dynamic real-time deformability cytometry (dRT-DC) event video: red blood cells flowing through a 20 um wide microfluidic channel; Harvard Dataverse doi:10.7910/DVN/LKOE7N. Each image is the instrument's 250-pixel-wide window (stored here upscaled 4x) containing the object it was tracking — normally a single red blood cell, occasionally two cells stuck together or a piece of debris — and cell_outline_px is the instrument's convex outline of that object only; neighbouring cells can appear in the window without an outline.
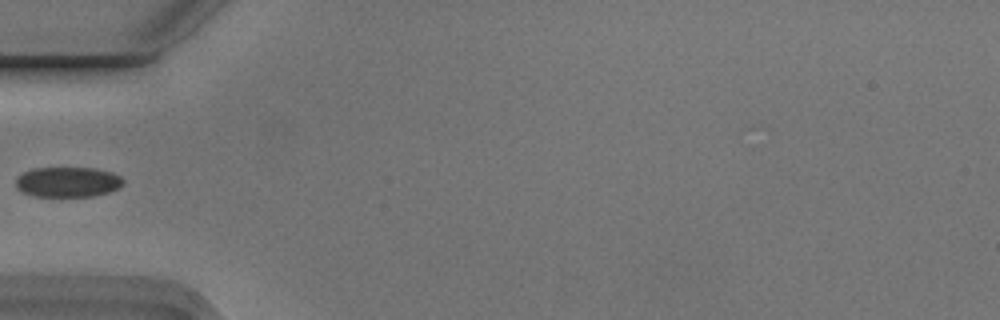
{"species": "Egyptian fruit bat (a non-hibernating species)", "species_latin": "Rousettus aegyptiacus", "temperature_condition": "cold", "stored_images_in_passage": 2, "camera_frame_rate_fps": 3000, "um_per_image_px": 0.085, "animal": {"sex": "male"}, "frame": {"image": 1, "passage_image": 1, "time_ms": 0.0, "image_size_px": [1000, 320], "cell_outline_px": [[124, 184], [120, 188], [108, 192], [92, 196], [32, 196], [20, 192], [16, 188], [16, 176], [32, 168], [96, 168], [112, 172], [120, 176], [124, 180]], "centroid_in_image_um": [5.75, 15.47], "position_along_channel_um": 79.3, "area_um2": 19.13}}